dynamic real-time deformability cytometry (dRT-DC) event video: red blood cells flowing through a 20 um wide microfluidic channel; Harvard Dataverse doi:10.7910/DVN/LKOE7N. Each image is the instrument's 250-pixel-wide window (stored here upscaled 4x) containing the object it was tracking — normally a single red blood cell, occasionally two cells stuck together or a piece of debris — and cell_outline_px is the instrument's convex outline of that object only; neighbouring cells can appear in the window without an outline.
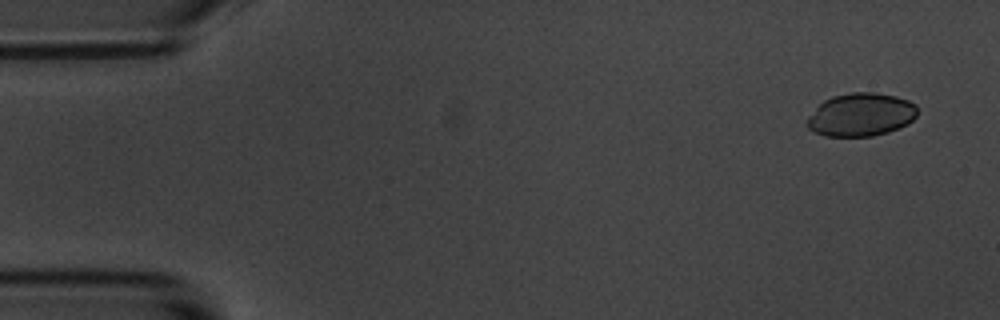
{"species": "common noctule bat (a hibernating species)", "species_latin": "Nyctalus noctula", "temperature_condition": "room temperature", "stored_images_in_passage": 5, "camera_frame_rate_fps": 3000, "um_per_image_px": 0.085, "animal": {"sex": "male", "body_mass_g": 20.1, "forearm_length_mm": 53.5}, "frame": {"image": 1, "passage_image": 1, "time_ms": 0.0, "image_size_px": [1000, 320], "cell_outline_px": [[916, 116], [908, 124], [900, 128], [888, 132], [872, 136], [824, 136], [808, 128], [808, 116], [824, 100], [832, 96], [852, 92], [876, 92], [896, 96], [908, 100], [916, 104]], "centroid_in_image_um": [73.2, 9.74], "position_along_channel_um": 11.8, "area_um2": 27.74}}
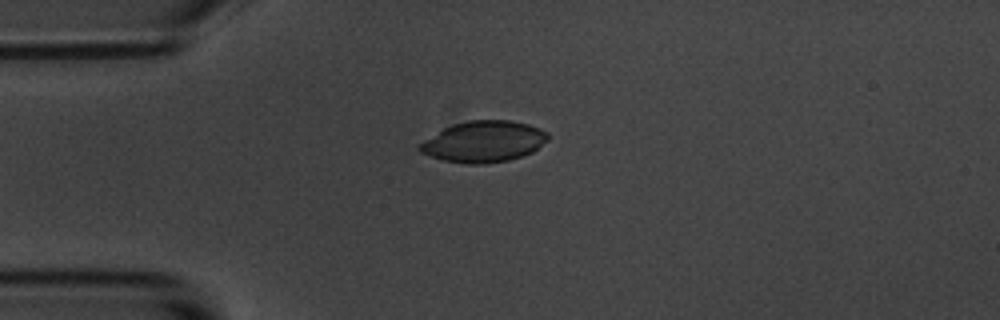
{"frame": {"image": 2, "passage_image": 4, "time_ms": 3.667, "image_size_px": [1000, 320], "cell_outline_px": [[548, 140], [532, 152], [508, 160], [484, 164], [468, 164], [444, 160], [420, 152], [416, 148], [416, 144], [444, 128], [452, 124], [468, 120], [508, 120], [528, 124], [540, 128], [548, 132]], "centroid_in_image_um": [41.09, 12.03], "position_along_channel_um": 43.9, "area_um2": 30.81}}